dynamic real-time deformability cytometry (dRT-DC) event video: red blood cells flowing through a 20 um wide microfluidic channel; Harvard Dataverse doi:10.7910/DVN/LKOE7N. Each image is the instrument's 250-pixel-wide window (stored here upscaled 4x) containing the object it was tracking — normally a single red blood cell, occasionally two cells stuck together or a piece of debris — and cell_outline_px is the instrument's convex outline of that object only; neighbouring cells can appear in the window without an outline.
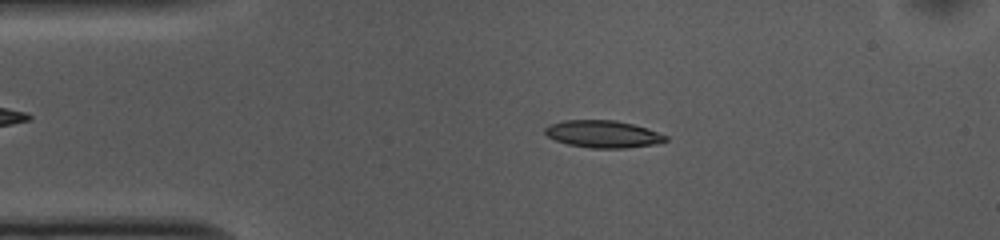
{"species": "common noctule bat (a hibernating species)", "species_latin": "Nyctalus noctula", "temperature_condition": "cold", "stored_images_in_passage": 52, "camera_frame_rate_fps": 3000, "um_per_image_px": 0.085, "animal": {"sex": "female", "body_mass_g": 10.0, "forearm_length_mm": 53.1}, "frame": {"image": 1, "passage_image": 9, "time_ms": 2.667, "image_size_px": [1000, 240], "cell_outline_px": [[668, 140], [652, 144], [628, 148], [592, 148], [568, 144], [556, 140], [548, 136], [544, 132], [544, 128], [548, 124], [564, 120], [616, 120], [648, 128], [668, 136]], "centroid_in_image_um": [51.24, 11.38], "position_along_channel_um": 33.8, "area_um2": 19.13}}
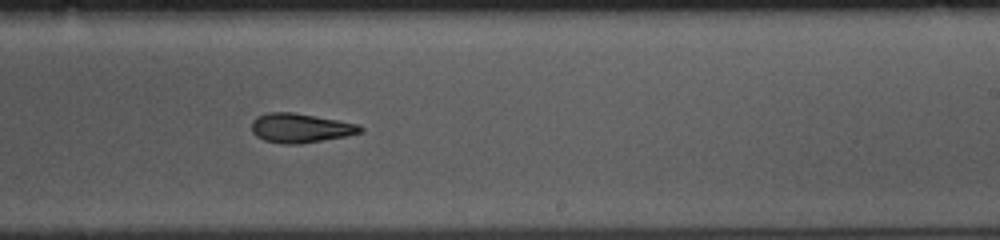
{"frame": {"image": 2, "passage_image": 30, "time_ms": 9.667, "image_size_px": [1000, 240], "cell_outline_px": [[364, 132], [348, 136], [300, 144], [280, 144], [264, 140], [256, 136], [252, 132], [252, 120], [256, 116], [268, 112], [292, 112], [336, 120], [356, 124], [364, 128]], "centroid_in_image_um": [25.52, 10.89], "position_along_channel_um": 263.5, "area_um2": 18.61}}
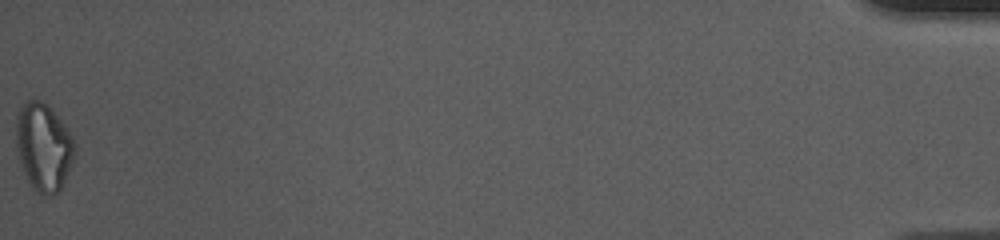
{"frame": {"image": 3, "passage_image": 52, "time_ms": 17.0, "image_size_px": [1000, 240], "cell_outline_px": [[72, 160], [64, 180], [60, 188], [56, 192], [48, 196], [32, 188], [24, 172], [16, 152], [16, 116], [20, 108], [28, 100], [40, 100], [48, 104], [64, 124], [72, 136]], "centroid_in_image_um": [3.65, 12.45], "position_along_channel_um": 431.5, "area_um2": 29.3}, "authors_computed_cell_mechanics": {"area_um2": 19.074, "velocity_mm_per_s": 3.7146, "shape_relaxation_time_tau1_ms": 3.3073, "shape_relaxation_time_tau2_ms": 6.0664, "deformation_change_tau1": 0.1201, "deformation_change_tau2": 0.1549}}